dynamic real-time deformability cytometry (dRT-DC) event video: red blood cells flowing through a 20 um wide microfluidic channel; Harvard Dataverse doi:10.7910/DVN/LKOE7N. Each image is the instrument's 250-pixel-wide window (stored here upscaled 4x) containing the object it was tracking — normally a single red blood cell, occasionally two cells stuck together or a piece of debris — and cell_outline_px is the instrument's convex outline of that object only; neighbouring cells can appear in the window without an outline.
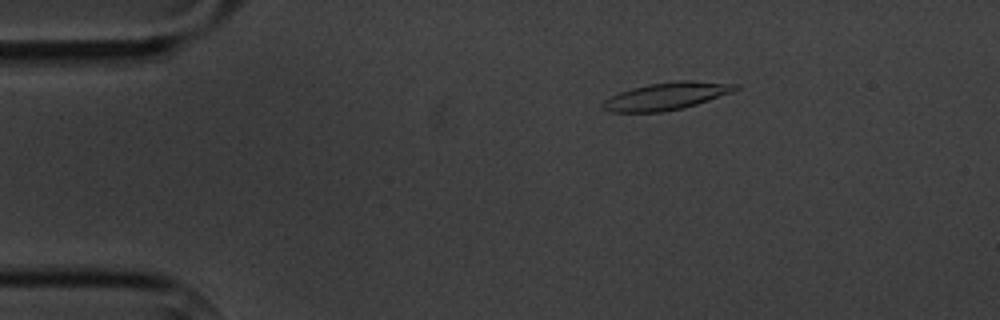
{"species": "common noctule bat (a hibernating species)", "species_latin": "Nyctalus noctula", "temperature_condition": "cold", "stored_images_in_passage": 4, "camera_frame_rate_fps": 3000, "um_per_image_px": 0.085, "animal": {"sex": "male", "body_mass_g": 20.1, "forearm_length_mm": 53.5}, "frame": {"image": 1, "passage_image": 2, "time_ms": 1.333, "image_size_px": [1000, 320], "cell_outline_px": [[740, 88], [732, 92], [684, 108], [660, 112], [608, 112], [600, 108], [600, 104], [604, 100], [620, 92], [632, 88], [648, 84], [672, 80], [692, 80], [740, 84]], "centroid_in_image_um": [56.63, 8.16], "position_along_channel_um": 28.4, "area_um2": 21.39}}